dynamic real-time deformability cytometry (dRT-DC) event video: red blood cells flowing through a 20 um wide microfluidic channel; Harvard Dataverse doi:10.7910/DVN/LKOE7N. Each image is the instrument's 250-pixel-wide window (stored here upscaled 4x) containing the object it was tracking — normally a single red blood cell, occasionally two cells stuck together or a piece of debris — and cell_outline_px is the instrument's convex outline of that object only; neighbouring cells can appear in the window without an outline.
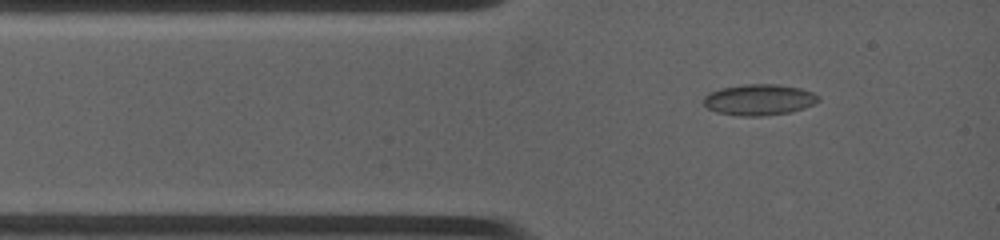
{"species": "common noctule bat (a hibernating species)", "species_latin": "Nyctalus noctula", "temperature_condition": "warm", "stored_images_in_passage": 17, "camera_frame_rate_fps": 4500, "um_per_image_px": 0.085, "animal": {"sex": "female", "body_mass_g": 19.0, "forearm_length_mm": 53.3}, "frame": {"image": 1, "passage_image": 3, "time_ms": 0.889, "image_size_px": [1000, 240], "cell_outline_px": [[820, 100], [812, 104], [788, 112], [760, 116], [736, 116], [716, 112], [708, 108], [704, 104], [704, 96], [708, 92], [720, 88], [748, 84], [780, 84], [800, 88], [812, 92]], "centroid_in_image_um": [64.45, 8.47], "position_along_channel_um": 20.5, "area_um2": 20.58}}
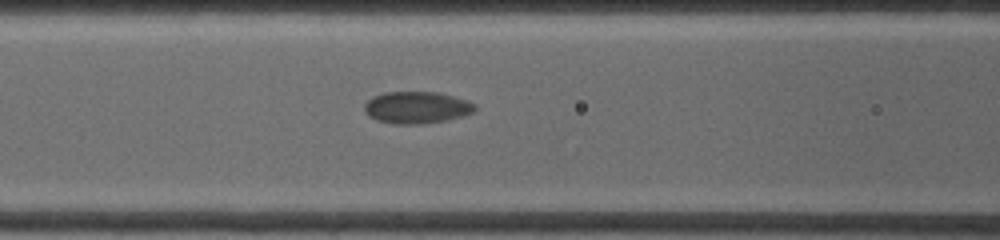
{"frame": {"image": 2, "passage_image": 11, "time_ms": 4.222, "image_size_px": [1000, 240], "cell_outline_px": [[476, 108], [472, 112], [464, 116], [444, 120], [420, 124], [396, 124], [376, 120], [368, 116], [364, 112], [364, 104], [372, 96], [384, 92], [436, 92], [468, 100], [476, 104]], "centroid_in_image_um": [35.39, 9.13], "position_along_channel_um": 131.2, "area_um2": 20.63}}
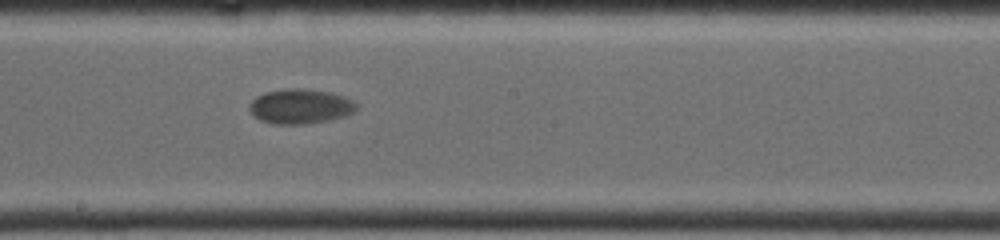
{"frame": {"image": 3, "passage_image": 17, "time_ms": 6.667, "image_size_px": [1000, 240], "cell_outline_px": [[360, 104], [348, 116], [328, 120], [304, 124], [272, 124], [260, 120], [252, 116], [248, 108], [248, 104], [256, 96], [264, 92], [288, 88], [300, 88], [332, 92], [344, 96]], "centroid_in_image_um": [25.51, 9.04], "position_along_channel_um": 222.7, "area_um2": 22.08}}